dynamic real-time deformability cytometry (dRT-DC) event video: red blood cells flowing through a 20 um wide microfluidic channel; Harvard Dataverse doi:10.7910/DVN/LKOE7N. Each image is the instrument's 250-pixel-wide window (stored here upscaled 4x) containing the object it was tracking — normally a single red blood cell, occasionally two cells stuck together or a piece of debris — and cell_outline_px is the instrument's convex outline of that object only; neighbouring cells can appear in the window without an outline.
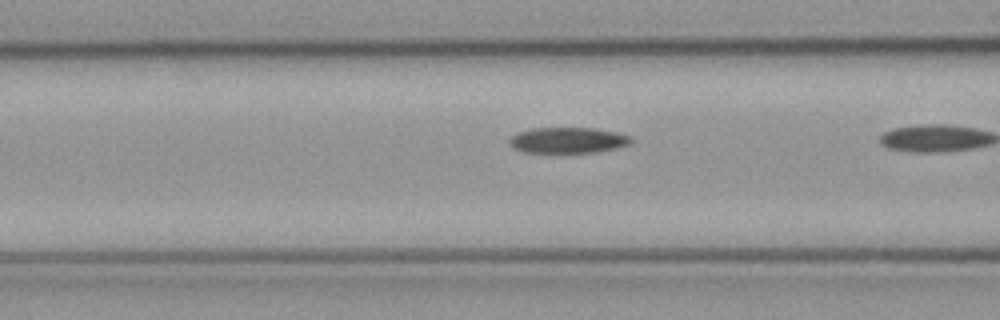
{"species": "common noctule bat (a hibernating species)", "species_latin": "Nyctalus noctula", "temperature_condition": "cold", "stored_images_in_passage": 21, "camera_frame_rate_fps": 3000, "um_per_image_px": 0.085, "animal": {"sex": "male", "body_mass_g": 23.1, "forearm_length_mm": 52.7}, "frame": {"image": 1, "passage_image": 19, "time_ms": 6.0, "image_size_px": [1000, 320], "cell_outline_px": [[632, 144], [616, 148], [596, 152], [524, 152], [512, 148], [508, 140], [516, 132], [532, 128], [596, 128], [616, 132], [632, 136]], "centroid_in_image_um": [48.28, 11.91], "position_along_channel_um": 118.3, "area_um2": 18.44}}